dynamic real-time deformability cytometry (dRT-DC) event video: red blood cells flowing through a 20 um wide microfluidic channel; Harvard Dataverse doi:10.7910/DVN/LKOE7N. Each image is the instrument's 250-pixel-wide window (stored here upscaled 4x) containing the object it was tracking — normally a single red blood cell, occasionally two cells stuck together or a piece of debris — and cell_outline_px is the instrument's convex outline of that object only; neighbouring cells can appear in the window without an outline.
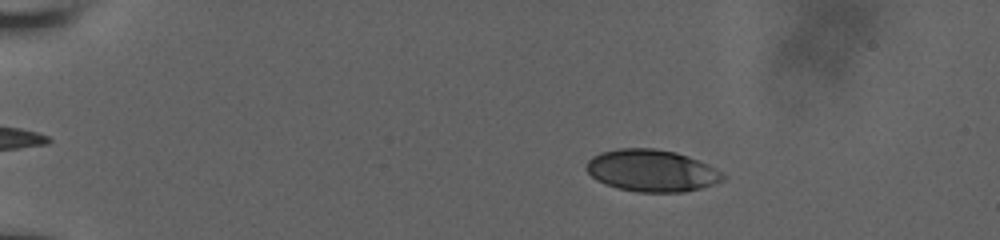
{"species": "human", "species_latin": "Homo sapiens", "temperature_condition": "room temperature", "stored_images_in_passage": 55, "camera_frame_rate_fps": 3000, "um_per_image_px": 0.085, "donor": {"sex": "male"}, "frame": {"image": 1, "passage_image": 11, "time_ms": 3.333, "image_size_px": [1000, 240], "cell_outline_px": [[728, 176], [724, 180], [700, 188], [684, 192], [636, 192], [604, 184], [596, 180], [584, 168], [588, 160], [592, 156], [600, 152], [620, 148], [656, 148], [676, 152], [688, 156], [708, 164], [716, 168]], "centroid_in_image_um": [55.39, 14.5], "position_along_channel_um": 29.6, "area_um2": 33.64}}
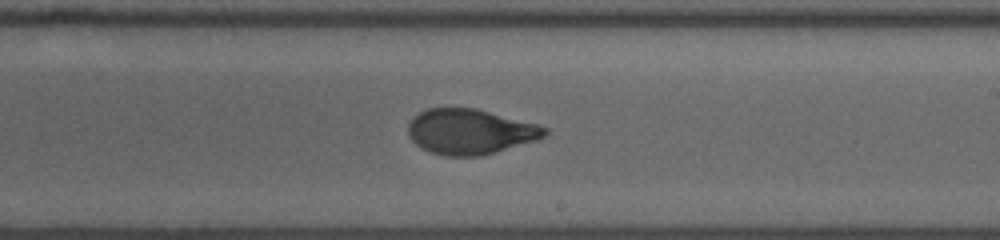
{"frame": {"image": 2, "passage_image": 35, "time_ms": 11.333, "image_size_px": [1000, 240], "cell_outline_px": [[548, 132], [544, 136], [536, 140], [480, 156], [444, 156], [420, 148], [408, 136], [408, 124], [420, 112], [428, 108], [476, 108], [536, 124], [548, 128]], "centroid_in_image_um": [39.94, 11.19], "position_along_channel_um": 249.1, "area_um2": 35.72}}
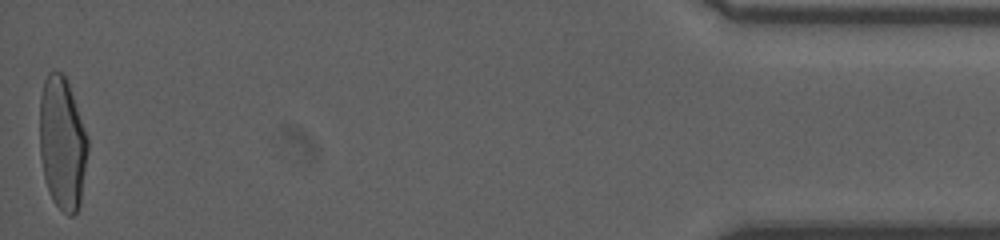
{"frame": {"image": 3, "passage_image": 55, "time_ms": 18.0, "image_size_px": [1000, 240], "cell_outline_px": [[88, 152], [80, 204], [76, 212], [72, 216], [68, 216], [52, 200], [48, 192], [44, 176], [40, 156], [40, 96], [44, 80], [48, 72], [60, 72], [68, 80], [88, 136]], "centroid_in_image_um": [5.3, 12.17], "position_along_channel_um": 429.9, "area_um2": 37.57}, "authors_computed_cell_mechanics": {"area_um2": 35.7204, "velocity_mm_per_s": 3.9497, "shape_relaxation_time_tau1_ms": 4.7984, "shape_relaxation_time_tau2_ms": 0.7455, "deformation_change_tau1": 0.1857, "deformation_change_tau2": 0.0599}}